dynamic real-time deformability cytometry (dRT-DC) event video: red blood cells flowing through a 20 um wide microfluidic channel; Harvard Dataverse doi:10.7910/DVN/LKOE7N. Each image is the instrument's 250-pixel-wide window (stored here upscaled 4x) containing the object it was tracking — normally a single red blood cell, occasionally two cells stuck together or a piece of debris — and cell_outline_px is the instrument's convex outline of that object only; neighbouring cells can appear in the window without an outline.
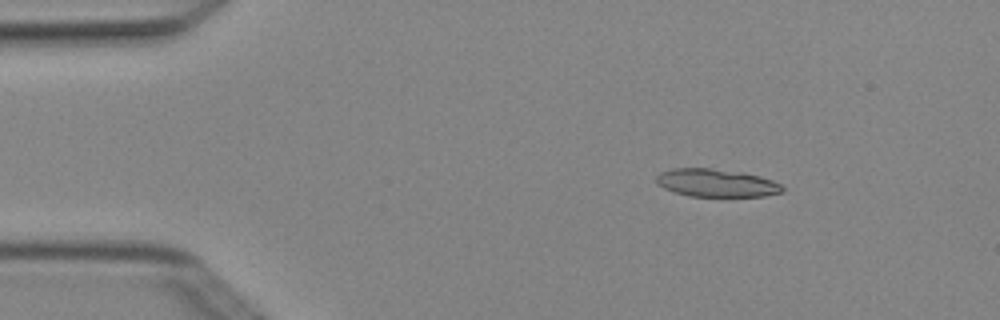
{"species": "Egyptian fruit bat (a non-hibernating species)", "species_latin": "Rousettus aegyptiacus", "temperature_condition": "cold", "stored_images_in_passage": 4, "camera_frame_rate_fps": 3000, "um_per_image_px": 0.085, "animal": {"sex": "female"}, "frame": {"image": 1, "passage_image": 2, "time_ms": 0.333, "image_size_px": [1000, 320], "cell_outline_px": [[784, 192], [764, 196], [688, 196], [664, 188], [656, 184], [656, 176], [660, 172], [672, 168], [708, 168], [744, 172], [760, 176], [772, 180], [780, 184], [784, 188]], "centroid_in_image_um": [60.89, 15.54], "position_along_channel_um": 24.1, "area_um2": 20.58}}
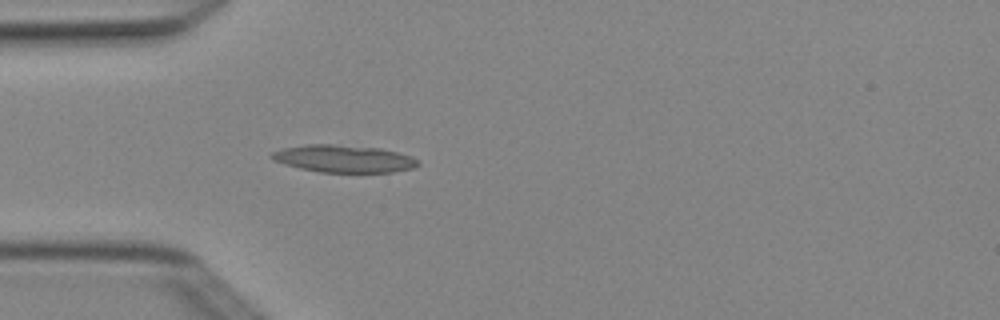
{"frame": {"image": 2, "passage_image": 4, "time_ms": 1.0, "image_size_px": [1000, 320], "cell_outline_px": [[420, 164], [412, 168], [392, 172], [320, 172], [300, 168], [284, 164], [272, 160], [268, 156], [272, 152], [284, 148], [308, 144], [332, 144], [380, 148], [412, 156], [420, 160]], "centroid_in_image_um": [29.21, 13.49], "position_along_channel_um": 55.8, "area_um2": 23.35}}